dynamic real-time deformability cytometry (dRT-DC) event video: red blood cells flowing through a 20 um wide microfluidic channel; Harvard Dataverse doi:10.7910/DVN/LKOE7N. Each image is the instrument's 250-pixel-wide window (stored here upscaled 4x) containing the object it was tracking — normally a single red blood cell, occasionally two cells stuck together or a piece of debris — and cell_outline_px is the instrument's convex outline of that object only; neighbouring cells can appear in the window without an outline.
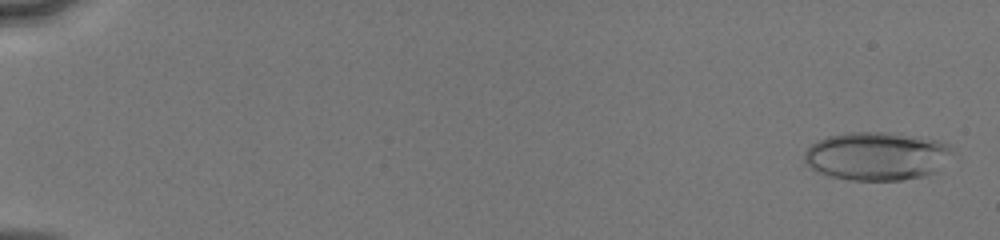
{"species": "human", "species_latin": "Homo sapiens", "temperature_condition": "cold", "stored_images_in_passage": 52, "camera_frame_rate_fps": 3000, "um_per_image_px": 0.085, "donor": {"sex": "male"}, "frame": {"image": 1, "passage_image": 2, "time_ms": 0.333, "image_size_px": [1000, 240], "cell_outline_px": [[952, 152], [932, 172], [924, 176], [900, 180], [852, 180], [832, 176], [820, 172], [812, 168], [804, 160], [804, 152], [812, 144], [828, 136], [848, 132], [888, 132], [940, 140], [948, 144]], "centroid_in_image_um": [74.49, 13.25], "position_along_channel_um": 10.5, "area_um2": 41.04}}
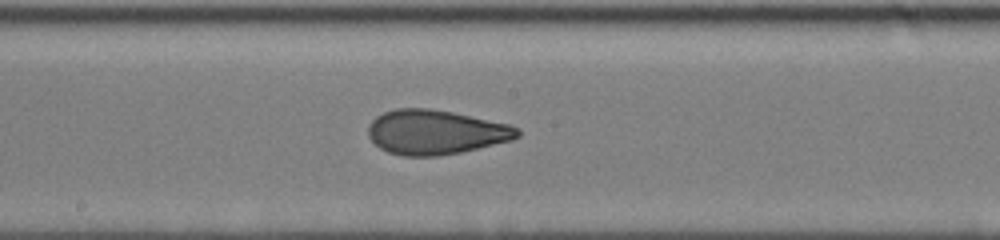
{"frame": {"image": 2, "passage_image": 30, "time_ms": 9.667, "image_size_px": [1000, 240], "cell_outline_px": [[520, 136], [512, 140], [460, 152], [436, 156], [404, 156], [388, 152], [380, 148], [368, 136], [368, 124], [376, 116], [384, 112], [396, 108], [428, 108], [452, 112], [508, 124], [520, 128]], "centroid_in_image_um": [37.01, 11.23], "position_along_channel_um": 211.2, "area_um2": 38.61}}
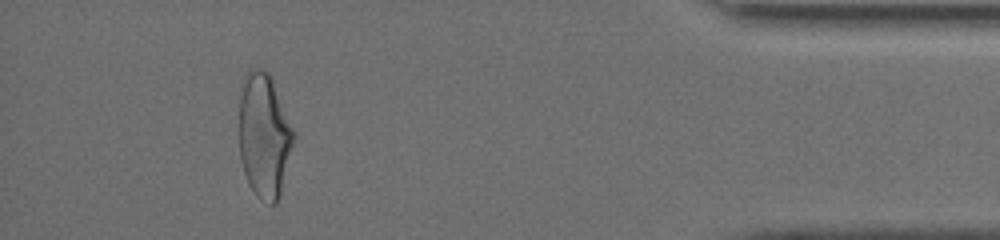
{"frame": {"image": 3, "passage_image": 48, "time_ms": 15.667, "image_size_px": [1000, 240], "cell_outline_px": [[296, 136], [280, 196], [276, 204], [272, 204], [260, 200], [256, 196], [248, 184], [240, 160], [240, 96], [248, 72], [252, 68], [260, 68], [268, 72], [272, 76], [296, 132]], "centroid_in_image_um": [22.5, 11.55], "position_along_channel_um": 412.7, "area_um2": 40.0}, "authors_computed_cell_mechanics": {"area_um2": 38.8705, "velocity_mm_per_s": 4.113, "shape_relaxation_time_tau1_ms": 6.8936, "shape_relaxation_time_tau2_ms": 1.0886, "deformation_change_tau1": 0.2057, "deformation_change_tau2": 0.0755}}